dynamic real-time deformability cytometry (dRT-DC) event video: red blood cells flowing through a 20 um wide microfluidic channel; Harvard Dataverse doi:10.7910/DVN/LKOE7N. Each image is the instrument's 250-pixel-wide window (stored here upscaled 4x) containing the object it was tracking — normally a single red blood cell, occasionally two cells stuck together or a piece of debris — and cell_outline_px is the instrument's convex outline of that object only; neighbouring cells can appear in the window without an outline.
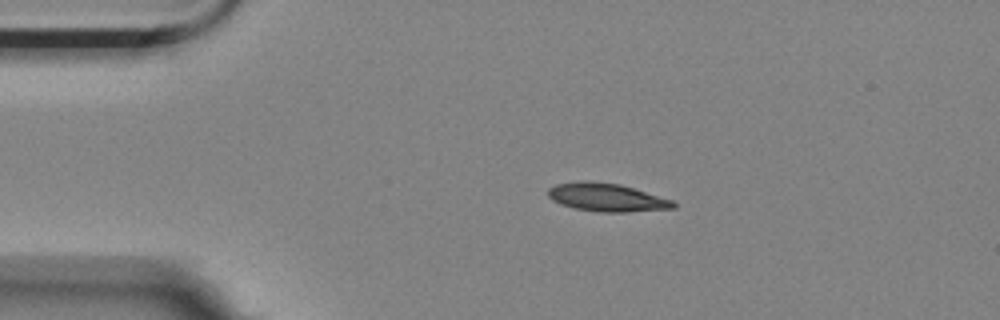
{"species": "Egyptian fruit bat (a non-hibernating species)", "species_latin": "Rousettus aegyptiacus", "temperature_condition": "room temperature", "stored_images_in_passage": 5, "camera_frame_rate_fps": 3000, "um_per_image_px": 0.085, "animal": {"sex": "female"}, "frame": {"image": 1, "passage_image": 1, "time_ms": 0.0, "image_size_px": [1000, 320], "cell_outline_px": [[676, 208], [624, 212], [600, 212], [576, 208], [560, 204], [552, 200], [548, 196], [548, 188], [556, 184], [580, 180], [584, 180], [620, 184], [672, 200], [676, 204]], "centroid_in_image_um": [51.54, 16.77], "position_along_channel_um": 33.5, "area_um2": 20.46}}